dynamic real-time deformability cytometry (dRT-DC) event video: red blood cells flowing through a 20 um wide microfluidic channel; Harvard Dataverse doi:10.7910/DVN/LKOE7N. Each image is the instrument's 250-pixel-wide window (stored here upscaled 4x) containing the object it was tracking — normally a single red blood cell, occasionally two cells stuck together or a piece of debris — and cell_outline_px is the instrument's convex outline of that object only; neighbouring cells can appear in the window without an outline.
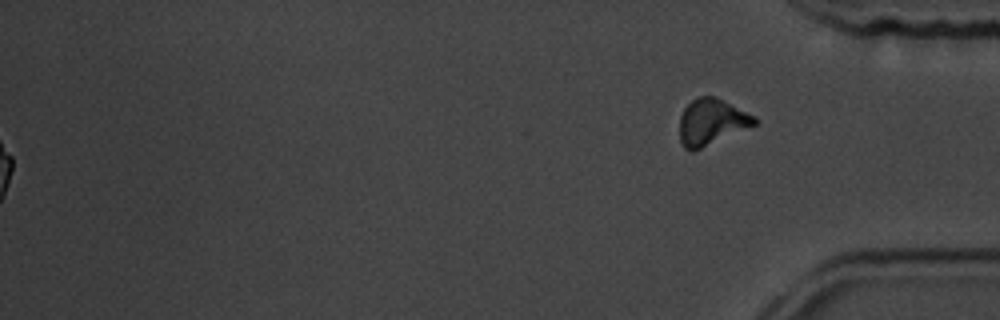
{"species": "common noctule bat (a hibernating species)", "species_latin": "Nyctalus noctula", "temperature_condition": "room temperature", "stored_images_in_passage": 51, "segment_of_instrument_passage": [2, 2], "camera_frame_rate_fps": 3000, "um_per_image_px": 0.085, "animal": {"sex": "male", "body_mass_g": 19.5, "forearm_length_mm": 54.6}, "frame": {"image": 1, "passage_image": 51, "time_ms": 16.667, "image_size_px": [1000, 320], "cell_outline_px": [[756, 124], [692, 152], [684, 148], [680, 140], [680, 116], [684, 108], [692, 100], [700, 96], [712, 96], [756, 116]], "centroid_in_image_um": [60.44, 10.37], "position_along_channel_um": 374.8, "area_um2": 19.71}}